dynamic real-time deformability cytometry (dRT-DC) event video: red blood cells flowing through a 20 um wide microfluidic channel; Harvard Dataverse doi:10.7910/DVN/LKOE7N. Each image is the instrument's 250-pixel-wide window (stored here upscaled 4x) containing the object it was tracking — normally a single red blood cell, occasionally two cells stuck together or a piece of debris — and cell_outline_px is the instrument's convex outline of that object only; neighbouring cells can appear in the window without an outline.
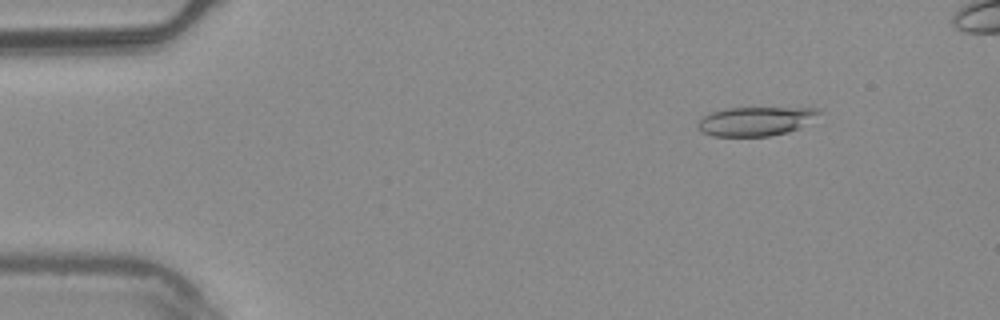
{"species": "common noctule bat (a hibernating species)", "species_latin": "Nyctalus noctula", "temperature_condition": "warm", "stored_images_in_passage": 5, "camera_frame_rate_fps": 3000, "um_per_image_px": 0.085, "animal": {"sex": "male", "body_mass_g": 20.4}, "frame": {"image": 1, "passage_image": 2, "time_ms": 0.333, "image_size_px": [1000, 320], "cell_outline_px": [[820, 112], [796, 128], [788, 132], [768, 136], [712, 136], [704, 132], [696, 124], [704, 116], [712, 112], [724, 108], [820, 108]], "centroid_in_image_um": [64.15, 10.3], "position_along_channel_um": 20.8, "area_um2": 19.88}}